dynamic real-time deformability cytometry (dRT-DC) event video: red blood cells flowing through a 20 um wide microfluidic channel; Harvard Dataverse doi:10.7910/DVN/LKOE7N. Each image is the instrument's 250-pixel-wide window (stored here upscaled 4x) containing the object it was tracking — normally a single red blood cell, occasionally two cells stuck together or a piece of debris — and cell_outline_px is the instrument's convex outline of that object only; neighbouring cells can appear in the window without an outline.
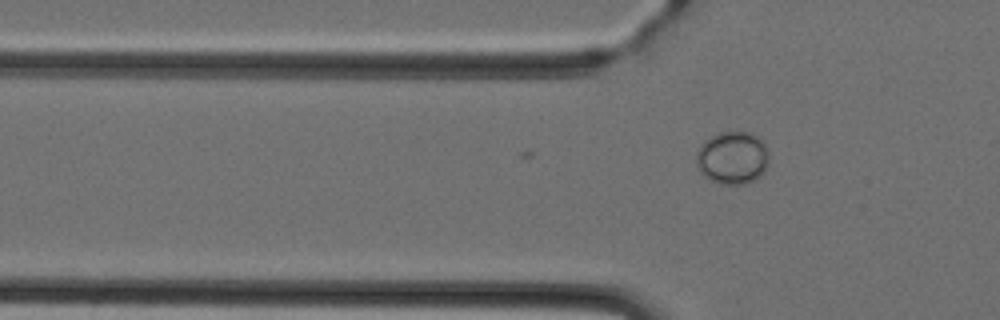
{"species": "Egyptian fruit bat (a non-hibernating species)", "species_latin": "Rousettus aegyptiacus", "temperature_condition": "cold", "stored_images_in_passage": 3, "camera_frame_rate_fps": 3000, "um_per_image_px": 0.085, "animal": {"sex": "female"}, "frame": {"image": 1, "passage_image": 3, "time_ms": 0.667, "image_size_px": [1000, 320], "cell_outline_px": [[768, 164], [764, 172], [760, 176], [744, 184], [720, 184], [704, 176], [700, 172], [696, 164], [696, 152], [700, 144], [704, 140], [720, 132], [752, 132], [760, 136], [768, 148]], "centroid_in_image_um": [62.27, 13.39], "position_along_channel_um": 63.5, "area_um2": 22.72}}